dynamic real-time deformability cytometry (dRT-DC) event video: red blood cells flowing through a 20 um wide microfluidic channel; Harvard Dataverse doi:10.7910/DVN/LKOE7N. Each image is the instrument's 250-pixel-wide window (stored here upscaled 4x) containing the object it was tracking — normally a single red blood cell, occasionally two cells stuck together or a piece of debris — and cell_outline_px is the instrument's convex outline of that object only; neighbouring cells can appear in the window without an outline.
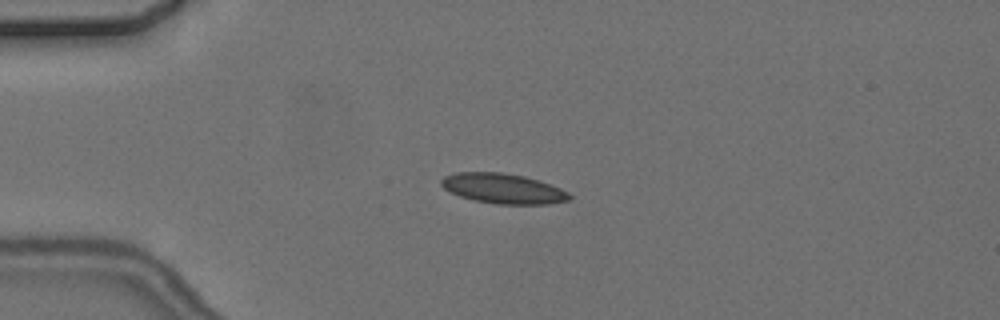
{"species": "common noctule bat (a hibernating species)", "species_latin": "Nyctalus noctula", "temperature_condition": "cold", "stored_images_in_passage": 6, "camera_frame_rate_fps": 3000, "um_per_image_px": 0.085, "animal": {"sex": "female", "body_mass_g": 24.6, "forearm_length_mm": 56.2}, "frame": {"image": 1, "passage_image": 4, "time_ms": 3.667, "image_size_px": [1000, 320], "cell_outline_px": [[572, 196], [568, 200], [548, 204], [496, 204], [472, 200], [460, 196], [444, 188], [440, 184], [440, 180], [444, 176], [456, 172], [500, 172], [524, 176], [540, 180], [560, 188], [568, 192]], "centroid_in_image_um": [42.75, 16.02], "position_along_channel_um": 42.2, "area_um2": 22.48}}
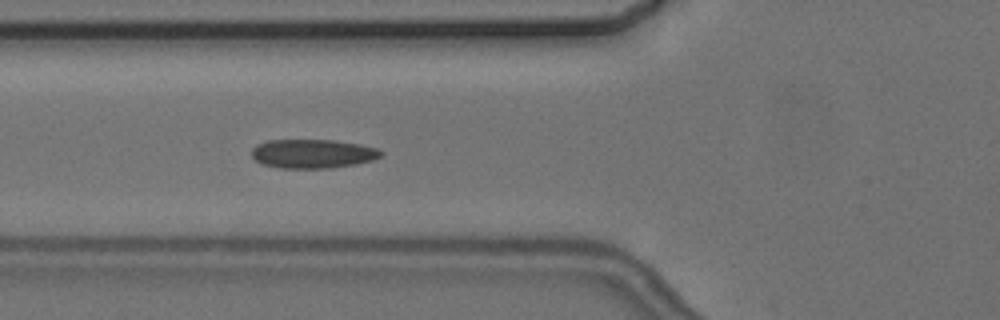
{"frame": {"image": 2, "passage_image": 6, "time_ms": 6.0, "image_size_px": [1000, 320], "cell_outline_px": [[384, 152], [380, 156], [372, 160], [356, 164], [328, 168], [280, 168], [264, 164], [256, 160], [252, 156], [252, 148], [256, 144], [268, 140], [336, 140], [360, 144], [376, 148]], "centroid_in_image_um": [26.58, 13.06], "position_along_channel_um": 99.2, "area_um2": 21.79}}